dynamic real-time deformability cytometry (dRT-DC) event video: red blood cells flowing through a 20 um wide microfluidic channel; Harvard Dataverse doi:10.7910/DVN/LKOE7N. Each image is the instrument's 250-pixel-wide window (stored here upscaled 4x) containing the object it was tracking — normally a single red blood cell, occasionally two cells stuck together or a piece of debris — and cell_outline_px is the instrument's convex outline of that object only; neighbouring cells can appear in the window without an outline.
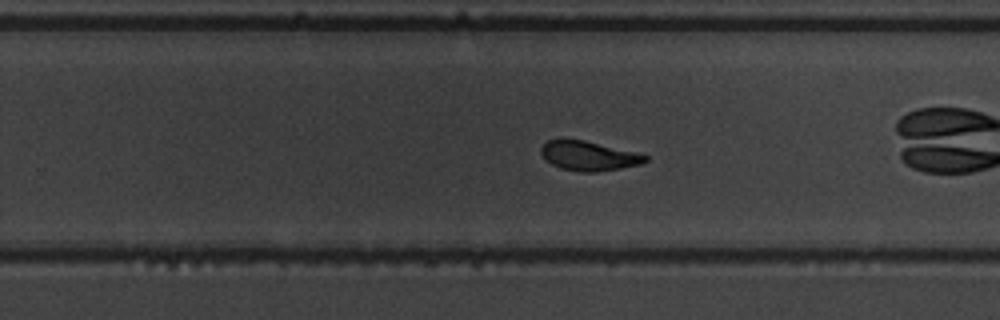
{"species": "common noctule bat (a hibernating species)", "species_latin": "Nyctalus noctula", "temperature_condition": "warm", "stored_images_in_passage": 30, "camera_frame_rate_fps": 3000, "um_per_image_px": 0.085, "animal": {"sex": "male", "body_mass_g": 19.5, "forearm_length_mm": 54.6}, "frame": {"image": 1, "passage_image": 18, "time_ms": 5.667, "image_size_px": [1000, 320], "cell_outline_px": [[648, 160], [640, 164], [620, 168], [596, 172], [580, 172], [560, 168], [544, 160], [540, 152], [540, 148], [548, 140], [560, 136], [584, 140], [636, 152], [648, 156]], "centroid_in_image_um": [49.96, 13.22], "position_along_channel_um": 279.8, "area_um2": 18.32}, "authors_computed_cell_mechanics": {"area_um2": 18.6405, "velocity_mm_per_s": 3.6536, "shape_relaxation_time_tau1_ms": 3.2978, "shape_relaxation_time_tau2_ms": 1.4225, "deformation_change_tau1": 0.1456, "deformation_change_tau2": 0.0788}}